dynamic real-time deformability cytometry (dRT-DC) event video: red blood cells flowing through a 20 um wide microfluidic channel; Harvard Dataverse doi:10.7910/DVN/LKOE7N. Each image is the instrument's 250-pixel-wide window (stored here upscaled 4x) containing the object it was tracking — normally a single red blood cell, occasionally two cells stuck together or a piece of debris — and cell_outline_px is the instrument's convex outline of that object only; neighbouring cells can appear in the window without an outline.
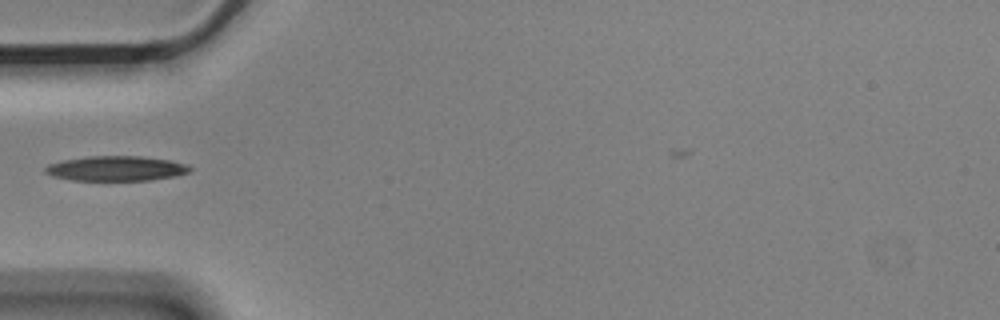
{"species": "Egyptian fruit bat (a non-hibernating species)", "species_latin": "Rousettus aegyptiacus", "temperature_condition": "cold", "stored_images_in_passage": 7, "camera_frame_rate_fps": 3000, "um_per_image_px": 0.085, "animal": {"sex": "male"}, "frame": {"image": 1, "passage_image": 1, "time_ms": 0.0, "image_size_px": [1000, 320], "cell_outline_px": [[192, 168], [188, 172], [172, 176], [148, 180], [72, 180], [52, 176], [44, 172], [44, 168], [48, 164], [64, 160], [88, 156], [140, 156], [172, 160], [188, 164]], "centroid_in_image_um": [9.86, 14.31], "position_along_channel_um": 75.1, "area_um2": 20.92}}
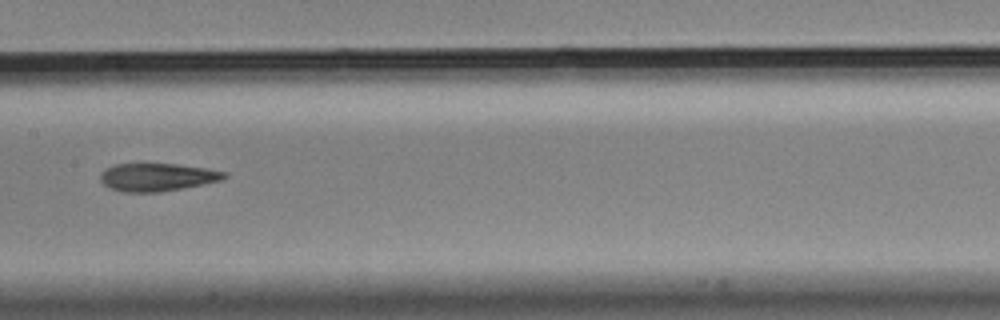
{"frame": {"image": 2, "passage_image": 4, "time_ms": 1.0, "image_size_px": [1000, 320], "cell_outline_px": [[228, 176], [220, 180], [204, 184], [160, 192], [124, 192], [108, 188], [100, 180], [100, 176], [104, 168], [116, 164], [176, 164], [204, 168], [228, 172]], "centroid_in_image_um": [13.34, 15.06], "position_along_channel_um": 194.1, "area_um2": 20.11}}
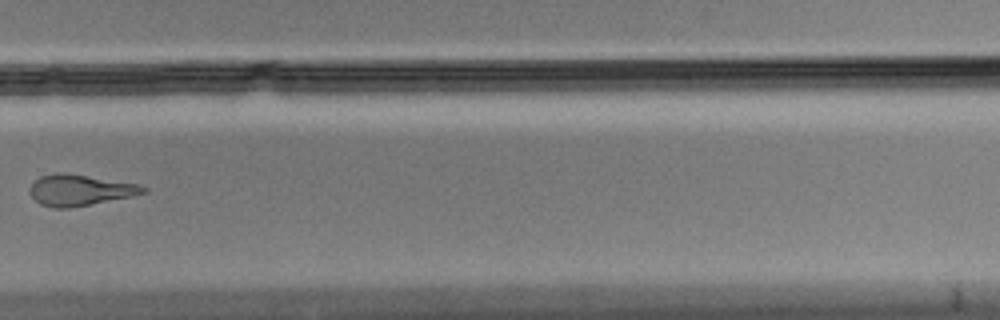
{"frame": {"image": 3, "passage_image": 7, "time_ms": 2.0, "image_size_px": [1000, 320], "cell_outline_px": [[148, 188], [144, 192], [132, 196], [68, 208], [52, 208], [40, 204], [32, 196], [28, 188], [40, 176], [56, 172], [64, 172], [140, 184]], "centroid_in_image_um": [6.77, 16.15], "position_along_channel_um": 323.0, "area_um2": 20.4}}